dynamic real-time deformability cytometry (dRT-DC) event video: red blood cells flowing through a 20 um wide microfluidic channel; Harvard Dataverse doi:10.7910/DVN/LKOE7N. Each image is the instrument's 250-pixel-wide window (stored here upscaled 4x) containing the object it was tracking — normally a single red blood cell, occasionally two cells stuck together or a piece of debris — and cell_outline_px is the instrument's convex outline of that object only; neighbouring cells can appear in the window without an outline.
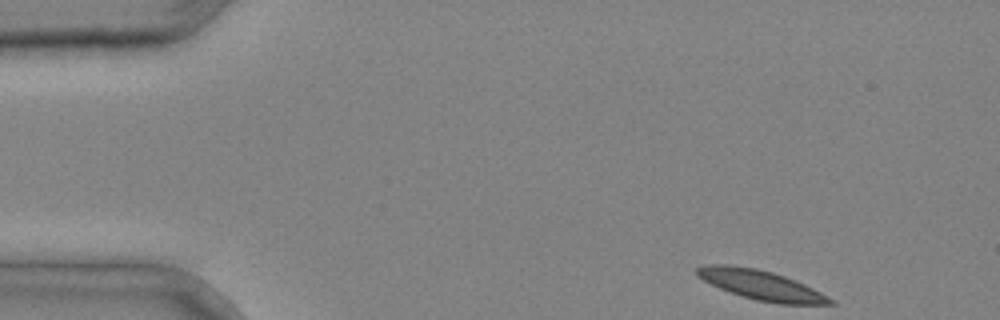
{"species": "common noctule bat (a hibernating species)", "species_latin": "Nyctalus noctula", "temperature_condition": "cold", "stored_images_in_passage": 3, "camera_frame_rate_fps": 3000, "um_per_image_px": 0.085, "animal": {"sex": "male", "body_mass_g": 20.4}, "frame": {"image": 1, "passage_image": 1, "time_ms": 0.0, "image_size_px": [1000, 320], "cell_outline_px": [[836, 304], [780, 304], [756, 300], [720, 288], [696, 276], [696, 268], [704, 264], [728, 264], [756, 268], [772, 272], [796, 280], [836, 300]], "centroid_in_image_um": [64.7, 24.22], "position_along_channel_um": 20.3, "area_um2": 22.89}}
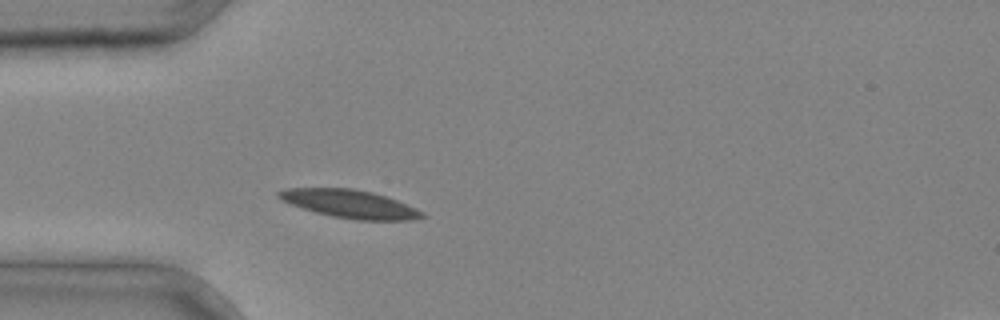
{"frame": {"image": 2, "passage_image": 3, "time_ms": 0.667, "image_size_px": [1000, 320], "cell_outline_px": [[428, 216], [416, 220], [356, 220], [332, 216], [316, 212], [280, 200], [276, 196], [276, 192], [288, 188], [352, 188], [372, 192], [388, 196], [416, 208], [424, 212]], "centroid_in_image_um": [29.79, 17.33], "position_along_channel_um": 55.2, "area_um2": 23.64}}